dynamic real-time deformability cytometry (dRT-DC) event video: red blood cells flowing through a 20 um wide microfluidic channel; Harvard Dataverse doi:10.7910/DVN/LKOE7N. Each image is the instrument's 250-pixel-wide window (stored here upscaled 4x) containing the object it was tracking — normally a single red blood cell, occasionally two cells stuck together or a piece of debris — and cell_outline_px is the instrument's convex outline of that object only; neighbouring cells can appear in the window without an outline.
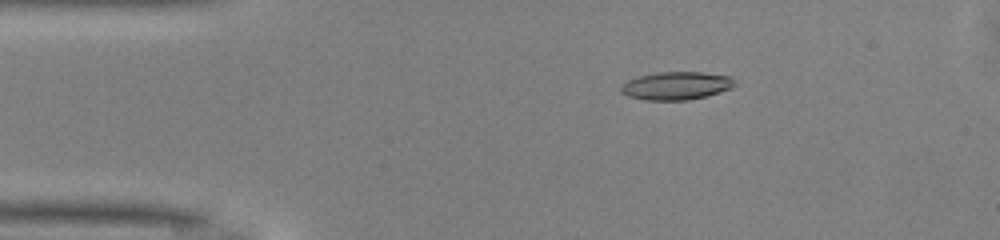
{"species": "common noctule bat (a hibernating species)", "species_latin": "Nyctalus noctula", "temperature_condition": "warm", "stored_images_in_passage": 48, "camera_frame_rate_fps": 3000, "um_per_image_px": 0.085, "animal": {"sex": "male", "body_mass_g": 13.0, "forearm_length_mm": 53.1}, "frame": {"image": 1, "passage_image": 8, "time_ms": 2.333, "image_size_px": [1000, 240], "cell_outline_px": [[736, 84], [732, 88], [704, 96], [688, 100], [644, 100], [628, 96], [620, 92], [620, 88], [628, 80], [640, 76], [660, 72], [704, 72], [732, 76]], "centroid_in_image_um": [57.5, 7.28], "position_along_channel_um": 27.5, "area_um2": 18.5}}
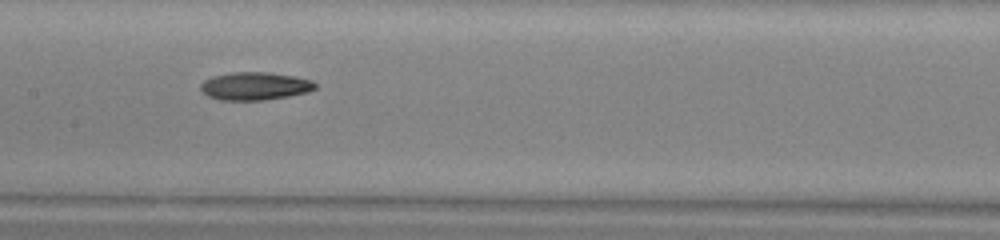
{"frame": {"image": 2, "passage_image": 23, "time_ms": 7.333, "image_size_px": [1000, 240], "cell_outline_px": [[316, 88], [308, 92], [288, 96], [264, 100], [220, 100], [208, 96], [200, 88], [200, 84], [204, 80], [212, 76], [232, 72], [268, 72], [296, 76], [312, 80], [316, 84]], "centroid_in_image_um": [21.67, 7.31], "position_along_channel_um": 185.7, "area_um2": 18.73}}
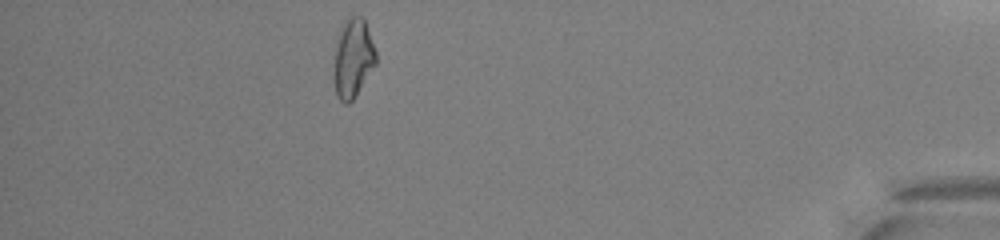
{"frame": {"image": 3, "passage_image": 43, "time_ms": 14.0, "image_size_px": [1000, 240], "cell_outline_px": [[376, 64], [352, 100], [348, 104], [344, 104], [336, 96], [332, 56], [336, 40], [340, 28], [344, 20], [348, 16], [364, 16], [376, 52]], "centroid_in_image_um": [29.97, 4.9], "position_along_channel_um": 405.2, "area_um2": 19.77}, "authors_computed_cell_mechanics": {"area_um2": 18.3804, "velocity_mm_per_s": 4.1682, "shape_relaxation_time_tau1_ms": 6.736, "shape_relaxation_time_tau2_ms": null, "deformation_change_tau1": 0.1879, "deformation_change_tau2": null}}